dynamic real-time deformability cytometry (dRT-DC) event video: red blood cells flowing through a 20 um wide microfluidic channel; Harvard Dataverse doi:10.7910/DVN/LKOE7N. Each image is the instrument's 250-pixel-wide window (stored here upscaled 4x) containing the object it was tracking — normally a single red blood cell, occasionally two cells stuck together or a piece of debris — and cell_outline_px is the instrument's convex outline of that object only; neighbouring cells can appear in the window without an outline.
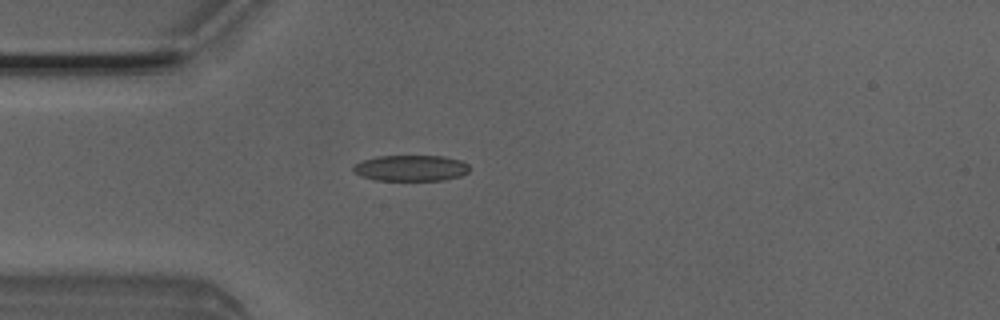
{"species": "Egyptian fruit bat (a non-hibernating species)", "species_latin": "Rousettus aegyptiacus", "temperature_condition": "room temperature", "stored_images_in_passage": 4, "camera_frame_rate_fps": 3000, "um_per_image_px": 0.085, "animal": {"sex": "male"}, "frame": {"image": 1, "passage_image": 4, "time_ms": 1.0, "image_size_px": [1000, 320], "cell_outline_px": [[468, 172], [460, 176], [444, 180], [376, 180], [360, 176], [352, 172], [352, 168], [356, 164], [364, 160], [376, 156], [444, 156], [460, 160], [468, 164]], "centroid_in_image_um": [34.91, 14.29], "position_along_channel_um": 50.1, "area_um2": 17.57}}